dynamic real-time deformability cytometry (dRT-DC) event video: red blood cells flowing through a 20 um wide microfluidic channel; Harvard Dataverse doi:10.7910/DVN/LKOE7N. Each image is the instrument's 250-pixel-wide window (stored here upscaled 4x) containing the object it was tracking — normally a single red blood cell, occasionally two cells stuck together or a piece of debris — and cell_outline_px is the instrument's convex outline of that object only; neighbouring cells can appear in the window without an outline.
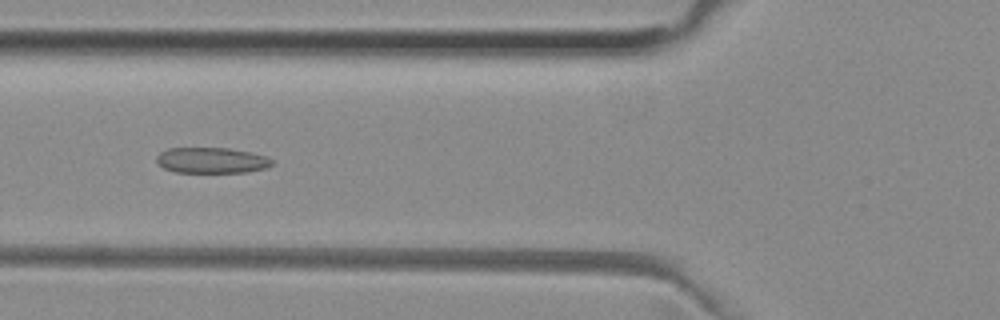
{"species": "common noctule bat (a hibernating species)", "species_latin": "Nyctalus noctula", "temperature_condition": "room temperature", "stored_images_in_passage": 51, "camera_frame_rate_fps": 3000, "um_per_image_px": 0.085, "animal": {"sex": "female", "body_mass_g": 29.2, "forearm_length_mm": 56.3}, "frame": {"image": 1, "passage_image": 19, "time_ms": 6.0, "image_size_px": [1000, 320], "cell_outline_px": [[272, 164], [268, 168], [248, 172], [176, 172], [164, 168], [156, 160], [156, 156], [160, 152], [168, 148], [228, 148], [268, 156], [272, 160]], "centroid_in_image_um": [18.0, 13.63], "position_along_channel_um": 107.8, "area_um2": 17.28}}
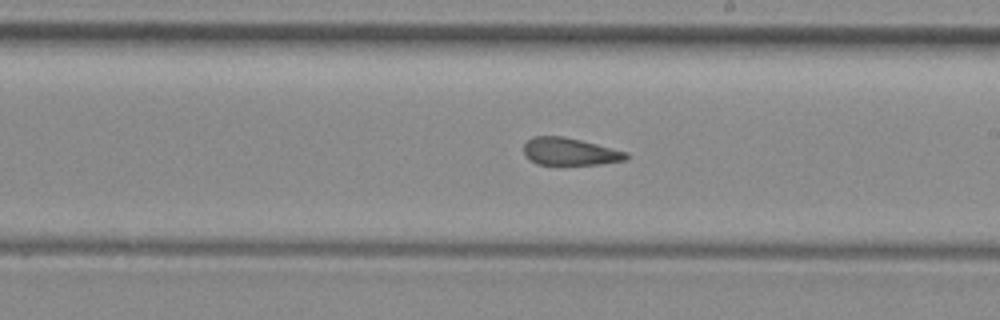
{"frame": {"image": 2, "passage_image": 29, "time_ms": 9.333, "image_size_px": [1000, 320], "cell_outline_px": [[628, 160], [600, 164], [536, 164], [524, 152], [524, 144], [532, 136], [564, 136], [628, 152]], "centroid_in_image_um": [48.46, 12.88], "position_along_channel_um": 240.5, "area_um2": 16.18}}
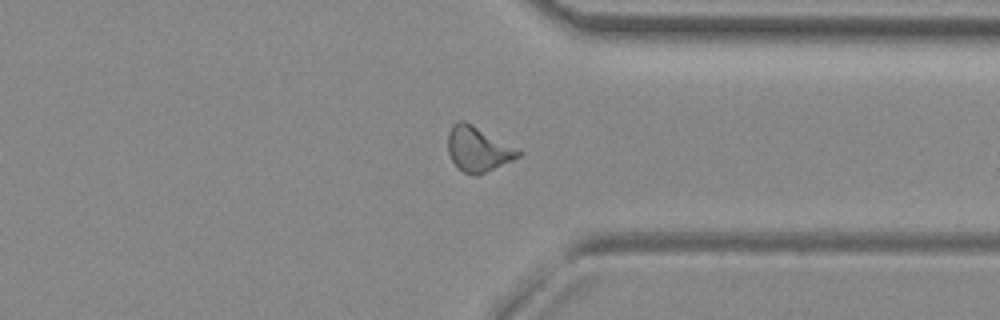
{"frame": {"image": 3, "passage_image": 39, "time_ms": 12.667, "image_size_px": [1000, 320], "cell_outline_px": [[520, 156], [512, 160], [476, 176], [464, 172], [452, 160], [448, 152], [448, 132], [452, 124], [456, 120], [464, 120], [520, 148]], "centroid_in_image_um": [40.64, 12.63], "position_along_channel_um": 370.8, "area_um2": 18.44}, "authors_computed_cell_mechanics": {"area_um2": 18.0914, "velocity_mm_per_s": 3.981, "shape_relaxation_time_tau1_ms": null, "shape_relaxation_time_tau2_ms": 2.244, "deformation_change_tau1": null, "deformation_change_tau2": 0.1008}}